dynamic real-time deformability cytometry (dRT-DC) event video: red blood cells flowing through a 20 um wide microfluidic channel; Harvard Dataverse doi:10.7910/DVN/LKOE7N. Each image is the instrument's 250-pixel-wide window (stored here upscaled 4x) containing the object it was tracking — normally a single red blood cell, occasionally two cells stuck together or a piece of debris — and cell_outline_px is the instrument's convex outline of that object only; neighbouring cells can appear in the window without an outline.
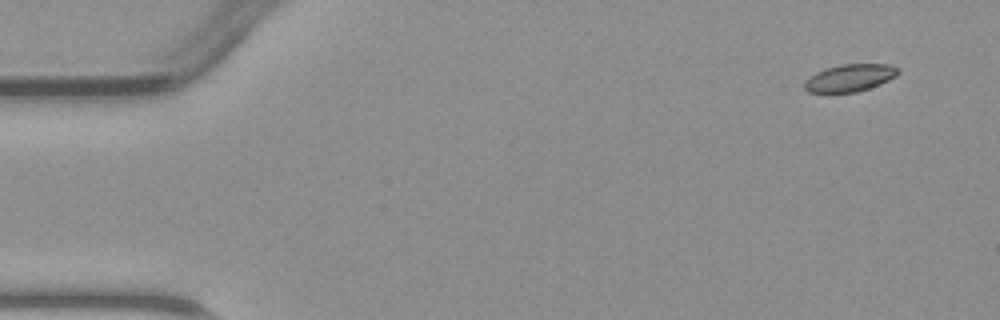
{"species": "common noctule bat (a hibernating species)", "species_latin": "Nyctalus noctula", "temperature_condition": "warm", "stored_images_in_passage": 3, "camera_frame_rate_fps": 3000, "um_per_image_px": 0.085, "animal": {"sex": "male", "body_mass_g": 23.1, "forearm_length_mm": 52.7}, "frame": {"image": 1, "passage_image": 1, "time_ms": 0.0, "image_size_px": [1000, 320], "cell_outline_px": [[900, 72], [896, 76], [880, 84], [856, 92], [808, 92], [804, 88], [804, 80], [816, 72], [824, 68], [840, 64], [888, 64], [896, 68]], "centroid_in_image_um": [72.2, 6.61], "position_along_channel_um": 12.8, "area_um2": 14.85}}